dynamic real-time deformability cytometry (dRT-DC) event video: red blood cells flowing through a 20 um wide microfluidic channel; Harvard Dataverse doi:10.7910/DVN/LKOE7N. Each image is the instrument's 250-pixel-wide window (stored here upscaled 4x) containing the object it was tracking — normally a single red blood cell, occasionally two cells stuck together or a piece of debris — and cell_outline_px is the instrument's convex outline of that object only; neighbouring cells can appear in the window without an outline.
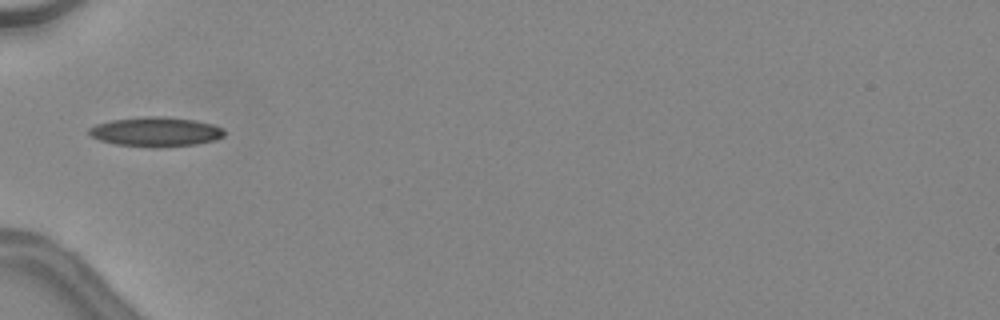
{"species": "common noctule bat (a hibernating species)", "species_latin": "Nyctalus noctula", "temperature_condition": "warm", "stored_images_in_passage": 23, "camera_frame_rate_fps": 3000, "um_per_image_px": 0.085, "animal": {"sex": "female", "body_mass_g": 24.6, "forearm_length_mm": 56.2}, "frame": {"image": 1, "passage_image": 1, "time_ms": 0.0, "image_size_px": [1000, 320], "cell_outline_px": [[224, 136], [216, 140], [196, 144], [164, 148], [148, 148], [116, 144], [100, 140], [92, 136], [88, 132], [88, 128], [96, 124], [112, 120], [148, 116], [164, 116], [196, 120], [212, 124], [224, 128]], "centroid_in_image_um": [13.27, 11.21], "position_along_channel_um": 71.7, "area_um2": 23.58}, "authors_computed_cell_mechanics": {"area_um2": 21.5016, "velocity_mm_per_s": 4.5648, "shape_relaxation_time_tau1_ms": null, "shape_relaxation_time_tau2_ms": 2.0012, "deformation_change_tau1": null, "deformation_change_tau2": 0.1019}}